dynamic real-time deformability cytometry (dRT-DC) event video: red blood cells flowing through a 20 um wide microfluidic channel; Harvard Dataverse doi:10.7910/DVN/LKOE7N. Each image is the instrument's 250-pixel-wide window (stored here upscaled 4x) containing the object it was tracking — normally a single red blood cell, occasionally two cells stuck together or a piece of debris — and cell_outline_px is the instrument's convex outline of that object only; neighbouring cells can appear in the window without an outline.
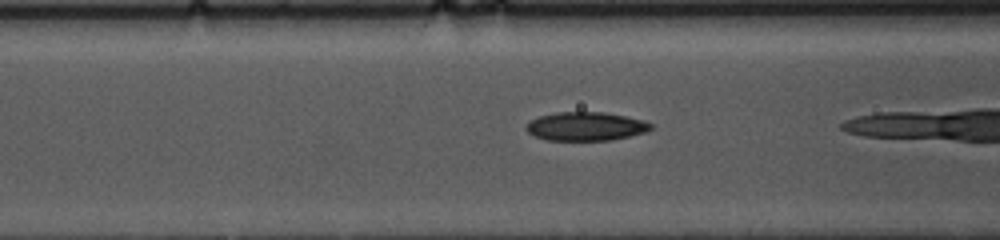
{"species": "common noctule bat (a hibernating species)", "species_latin": "Nyctalus noctula", "temperature_condition": "cold", "stored_images_in_passage": 8, "camera_frame_rate_fps": 3000, "um_per_image_px": 0.085, "animal": {"sex": "female", "body_mass_g": 10.0, "forearm_length_mm": 53.1}, "frame": {"image": 1, "passage_image": 6, "time_ms": 1.667, "image_size_px": [1000, 240], "cell_outline_px": [[652, 128], [648, 132], [612, 140], [548, 140], [536, 136], [528, 132], [524, 128], [532, 120], [540, 116], [556, 112], [604, 112], [644, 120], [652, 124]], "centroid_in_image_um": [49.83, 10.74], "position_along_channel_um": 116.8, "area_um2": 20.75}}